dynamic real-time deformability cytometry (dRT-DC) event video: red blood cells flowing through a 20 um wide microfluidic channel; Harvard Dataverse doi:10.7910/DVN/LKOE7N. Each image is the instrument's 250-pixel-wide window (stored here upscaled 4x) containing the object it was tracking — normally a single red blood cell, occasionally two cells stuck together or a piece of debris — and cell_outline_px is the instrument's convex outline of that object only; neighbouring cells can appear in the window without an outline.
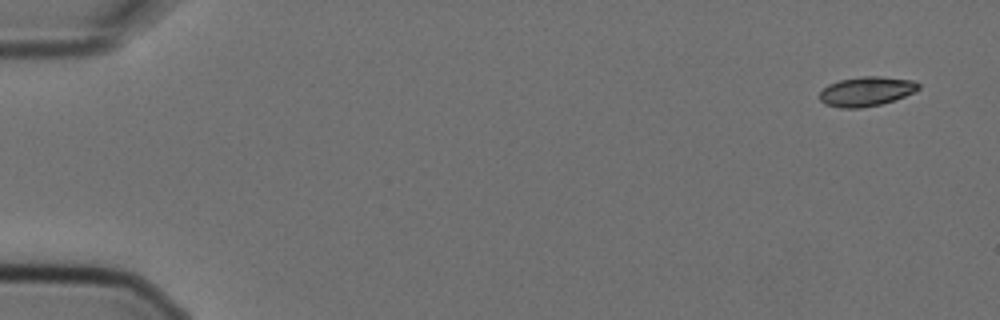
{"species": "Egyptian fruit bat (a non-hibernating species)", "species_latin": "Rousettus aegyptiacus", "temperature_condition": "cold", "stored_images_in_passage": 5, "camera_frame_rate_fps": 3000, "um_per_image_px": 0.085, "animal": {"sex": "female"}, "frame": {"image": 1, "passage_image": 1, "time_ms": 0.0, "image_size_px": [1000, 320], "cell_outline_px": [[920, 88], [916, 92], [880, 104], [860, 108], [840, 108], [824, 104], [820, 100], [820, 92], [828, 84], [840, 80], [864, 76], [880, 76], [912, 80], [920, 84]], "centroid_in_image_um": [73.64, 7.77], "position_along_channel_um": 11.4, "area_um2": 16.94}}
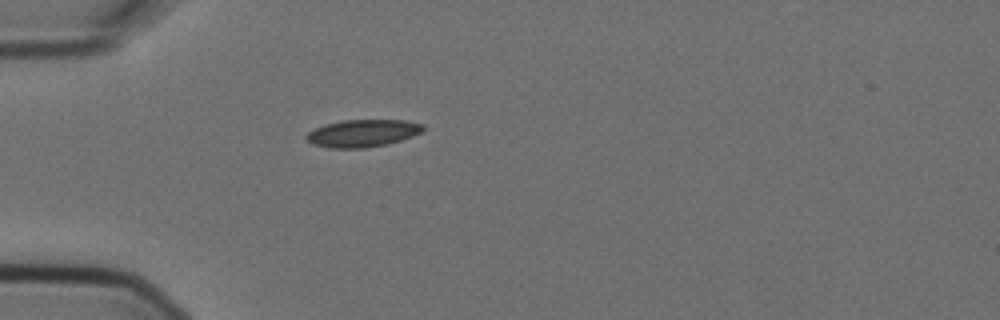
{"frame": {"image": 2, "passage_image": 5, "time_ms": 1.333, "image_size_px": [1000, 320], "cell_outline_px": [[424, 132], [400, 140], [384, 144], [364, 148], [328, 148], [312, 144], [304, 136], [308, 132], [324, 124], [344, 120], [404, 120], [424, 124]], "centroid_in_image_um": [30.82, 11.32], "position_along_channel_um": 54.2, "area_um2": 18.61}}